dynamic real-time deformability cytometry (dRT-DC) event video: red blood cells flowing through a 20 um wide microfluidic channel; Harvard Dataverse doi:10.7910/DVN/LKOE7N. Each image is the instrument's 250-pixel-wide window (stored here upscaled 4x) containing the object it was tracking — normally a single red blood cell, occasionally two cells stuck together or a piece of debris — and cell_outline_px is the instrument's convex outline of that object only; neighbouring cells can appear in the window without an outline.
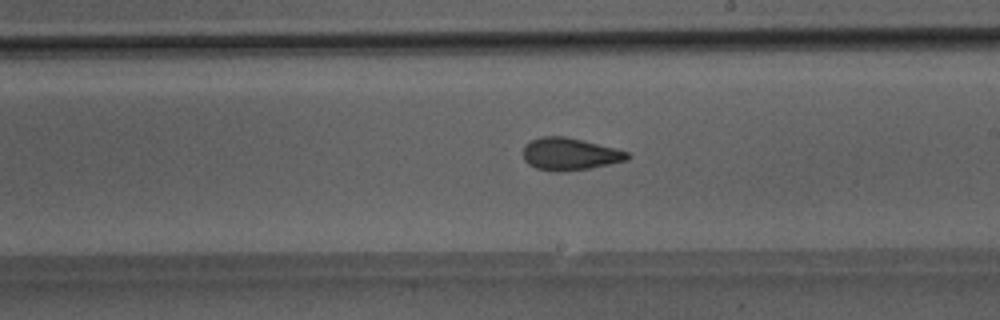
{"species": "Egyptian fruit bat (a non-hibernating species)", "species_latin": "Rousettus aegyptiacus", "temperature_condition": "room temperature", "stored_images_in_passage": 50, "camera_frame_rate_fps": 3000, "um_per_image_px": 0.085, "animal": {"sex": "male"}, "frame": {"image": 1, "passage_image": 29, "time_ms": 9.333, "image_size_px": [1000, 320], "cell_outline_px": [[632, 156], [628, 160], [588, 168], [560, 172], [556, 172], [536, 168], [528, 164], [524, 160], [524, 144], [540, 136], [564, 136], [616, 148], [628, 152]], "centroid_in_image_um": [48.43, 13.09], "position_along_channel_um": 240.6, "area_um2": 19.59}}
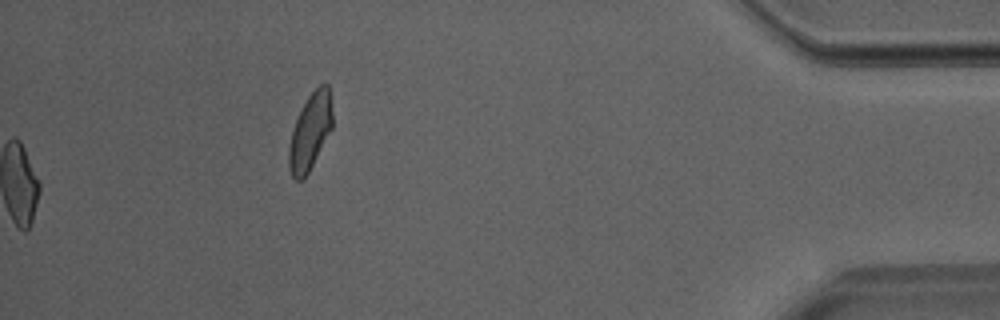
{"frame": {"image": 2, "passage_image": 50, "time_ms": 16.333, "image_size_px": [1000, 320], "cell_outline_px": [[332, 128], [308, 172], [300, 180], [296, 180], [292, 176], [288, 164], [288, 148], [292, 128], [308, 96], [320, 84], [328, 84], [332, 112]], "centroid_in_image_um": [26.35, 11.19], "position_along_channel_um": 408.9, "area_um2": 19.02}}